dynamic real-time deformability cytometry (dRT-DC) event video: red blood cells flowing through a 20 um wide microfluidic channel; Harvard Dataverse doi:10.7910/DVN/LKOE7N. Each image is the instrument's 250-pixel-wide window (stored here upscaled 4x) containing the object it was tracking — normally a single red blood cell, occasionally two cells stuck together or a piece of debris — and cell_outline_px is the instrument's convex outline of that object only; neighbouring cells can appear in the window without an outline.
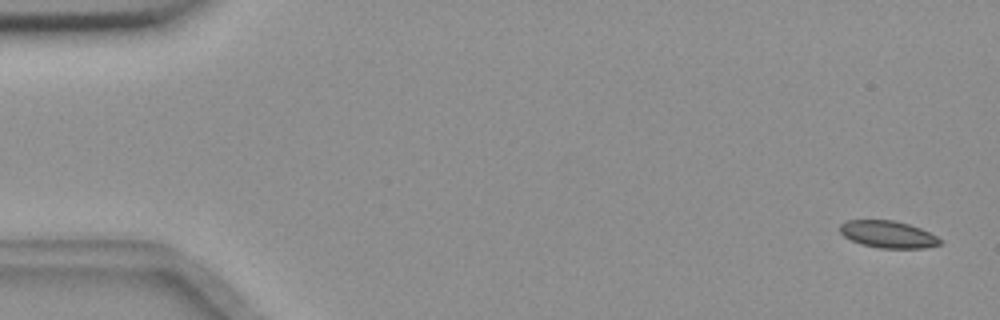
{"species": "common noctule bat (a hibernating species)", "species_latin": "Nyctalus noctula", "temperature_condition": "room temperature", "stored_images_in_passage": 5, "camera_frame_rate_fps": 3000, "um_per_image_px": 0.085, "animal": {"sex": "female", "body_mass_g": 18.4}, "frame": {"image": 1, "passage_image": 1, "time_ms": 0.0, "image_size_px": [1000, 320], "cell_outline_px": [[944, 240], [940, 244], [924, 248], [880, 248], [860, 244], [844, 236], [840, 232], [840, 224], [848, 220], [892, 220], [908, 224], [920, 228]], "centroid_in_image_um": [75.48, 19.92], "position_along_channel_um": 9.5, "area_um2": 15.72}}
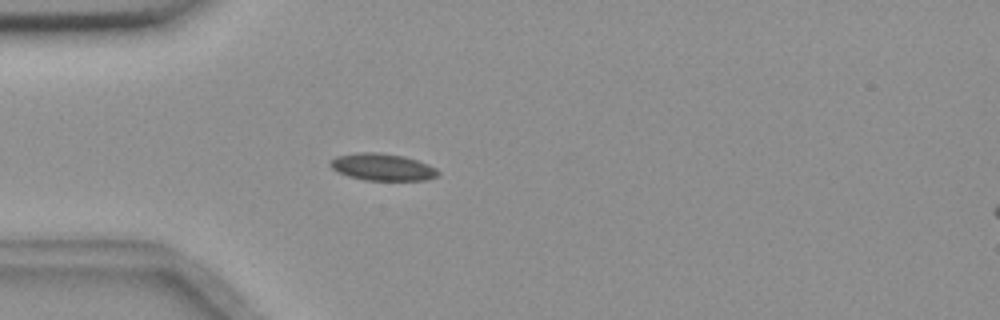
{"frame": {"image": 2, "passage_image": 5, "time_ms": 1.333, "image_size_px": [1000, 320], "cell_outline_px": [[440, 172], [436, 176], [424, 180], [364, 180], [348, 176], [332, 168], [328, 164], [336, 156], [356, 152], [376, 152], [404, 156], [428, 164], [436, 168]], "centroid_in_image_um": [32.49, 14.19], "position_along_channel_um": 52.5, "area_um2": 16.88}}